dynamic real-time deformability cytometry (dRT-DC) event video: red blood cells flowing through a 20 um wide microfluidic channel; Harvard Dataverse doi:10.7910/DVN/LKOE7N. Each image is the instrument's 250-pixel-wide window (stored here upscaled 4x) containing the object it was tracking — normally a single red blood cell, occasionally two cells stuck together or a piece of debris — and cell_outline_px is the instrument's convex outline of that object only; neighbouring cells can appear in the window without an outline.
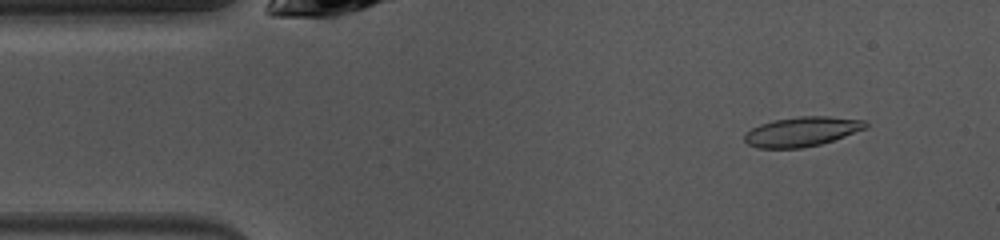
{"species": "common noctule bat (a hibernating species)", "species_latin": "Nyctalus noctula", "temperature_condition": "warm", "stored_images_in_passage": 47, "camera_frame_rate_fps": 3000, "um_per_image_px": 0.085, "animal": {"sex": "female", "body_mass_g": 10.0, "forearm_length_mm": 53.1}, "frame": {"image": 1, "passage_image": 4, "time_ms": 1.0, "image_size_px": [1000, 240], "cell_outline_px": [[868, 128], [820, 144], [800, 148], [760, 148], [748, 144], [744, 140], [744, 136], [752, 128], [760, 124], [776, 120], [800, 116], [828, 116], [864, 120], [868, 124]], "centroid_in_image_um": [68.18, 11.18], "position_along_channel_um": 16.8, "area_um2": 20.63}}
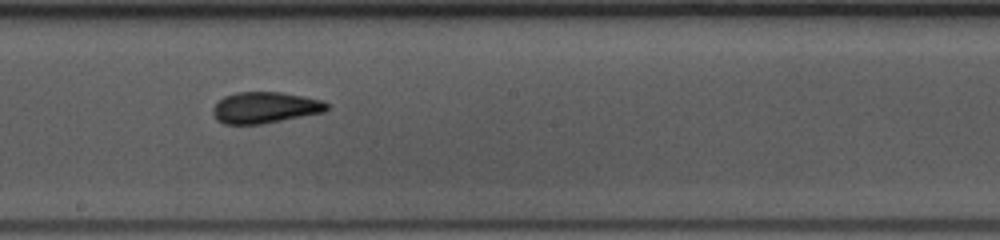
{"frame": {"image": 2, "passage_image": 24, "time_ms": 7.667, "image_size_px": [1000, 240], "cell_outline_px": [[328, 108], [324, 112], [260, 124], [224, 124], [216, 120], [212, 112], [212, 108], [224, 96], [236, 92], [280, 92], [304, 96], [324, 100], [328, 104]], "centroid_in_image_um": [22.52, 9.14], "position_along_channel_um": 225.7, "area_um2": 20.75}}
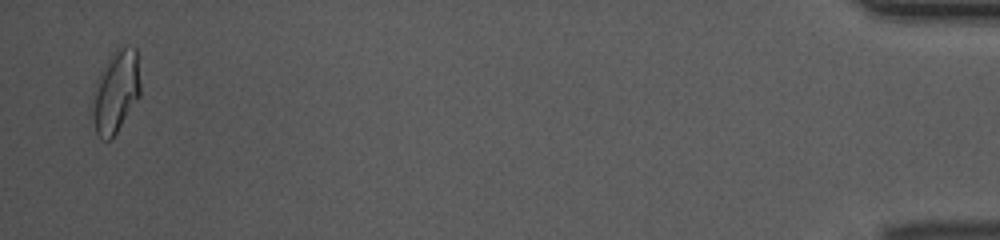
{"frame": {"image": 3, "passage_image": 46, "time_ms": 15.0, "image_size_px": [1000, 240], "cell_outline_px": [[140, 96], [116, 132], [108, 140], [104, 140], [96, 132], [88, 108], [100, 72], [104, 64], [112, 52], [116, 48], [124, 44], [136, 48], [140, 84]], "centroid_in_image_um": [9.81, 7.76], "position_along_channel_um": 425.4, "area_um2": 23.35}, "authors_computed_cell_mechanics": {"area_um2": 20.6924, "velocity_mm_per_s": 4.0497, "shape_relaxation_time_tau1_ms": 10.9393, "shape_relaxation_time_tau2_ms": 1.3048, "deformation_change_tau1": 0.2463, "deformation_change_tau2": 0.0611}}